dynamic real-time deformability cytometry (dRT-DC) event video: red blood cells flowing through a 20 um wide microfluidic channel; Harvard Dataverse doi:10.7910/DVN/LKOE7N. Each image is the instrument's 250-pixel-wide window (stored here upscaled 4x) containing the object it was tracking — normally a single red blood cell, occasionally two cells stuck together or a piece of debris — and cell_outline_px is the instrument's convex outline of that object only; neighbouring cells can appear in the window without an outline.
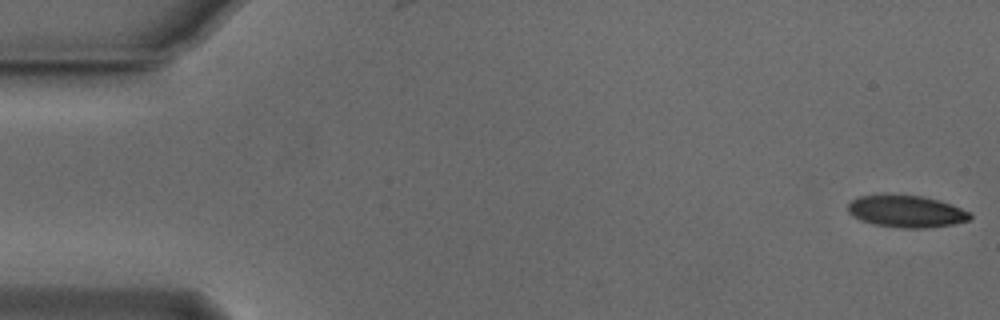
{"species": "Egyptian fruit bat (a non-hibernating species)", "species_latin": "Rousettus aegyptiacus", "temperature_condition": "cold", "stored_images_in_passage": 53, "camera_frame_rate_fps": 3000, "um_per_image_px": 0.085, "animal": {"sex": "male"}, "frame": {"image": 1, "passage_image": 1, "time_ms": 0.0, "image_size_px": [1000, 320], "cell_outline_px": [[972, 216], [968, 220], [956, 224], [928, 228], [904, 228], [872, 224], [860, 220], [852, 216], [848, 212], [848, 204], [856, 196], [884, 192], [924, 196], [940, 200], [952, 204], [972, 212]], "centroid_in_image_um": [77.02, 17.93], "position_along_channel_um": 8.0, "area_um2": 23.76}}
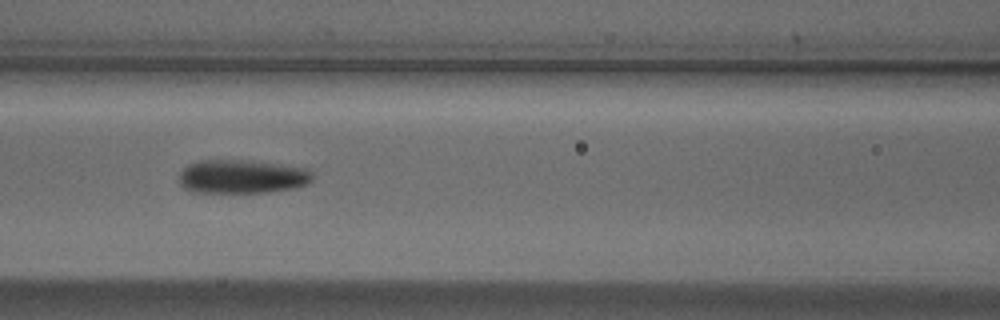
{"frame": {"image": 2, "passage_image": 23, "time_ms": 7.333, "image_size_px": [1000, 320], "cell_outline_px": [[312, 180], [308, 184], [292, 188], [268, 192], [192, 192], [184, 188], [180, 184], [180, 172], [188, 164], [200, 160], [228, 160], [272, 164], [308, 168], [312, 172]], "centroid_in_image_um": [20.54, 15.02], "position_along_channel_um": 146.1, "area_um2": 25.78}}
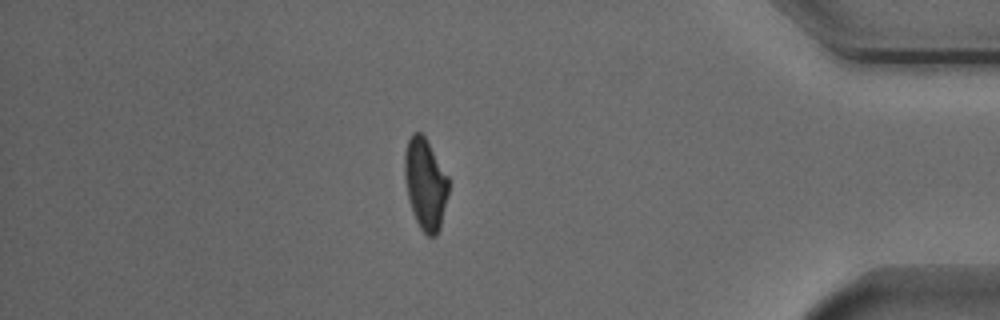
{"frame": {"image": 3, "passage_image": 46, "time_ms": 15.0, "image_size_px": [1000, 320], "cell_outline_px": [[448, 192], [440, 228], [436, 236], [428, 236], [420, 228], [412, 212], [408, 200], [404, 176], [404, 156], [408, 140], [412, 132], [420, 132], [424, 136], [448, 176]], "centroid_in_image_um": [36.13, 15.64], "position_along_channel_um": 399.1, "area_um2": 23.24}, "authors_computed_cell_mechanics": {"area_um2": 24.3916, "velocity_mm_per_s": 3.8165, "shape_relaxation_time_tau1_ms": 4.0385, "shape_relaxation_time_tau2_ms": 2.7114, "deformation_change_tau1": 0.1497, "deformation_change_tau2": 0.0856}}